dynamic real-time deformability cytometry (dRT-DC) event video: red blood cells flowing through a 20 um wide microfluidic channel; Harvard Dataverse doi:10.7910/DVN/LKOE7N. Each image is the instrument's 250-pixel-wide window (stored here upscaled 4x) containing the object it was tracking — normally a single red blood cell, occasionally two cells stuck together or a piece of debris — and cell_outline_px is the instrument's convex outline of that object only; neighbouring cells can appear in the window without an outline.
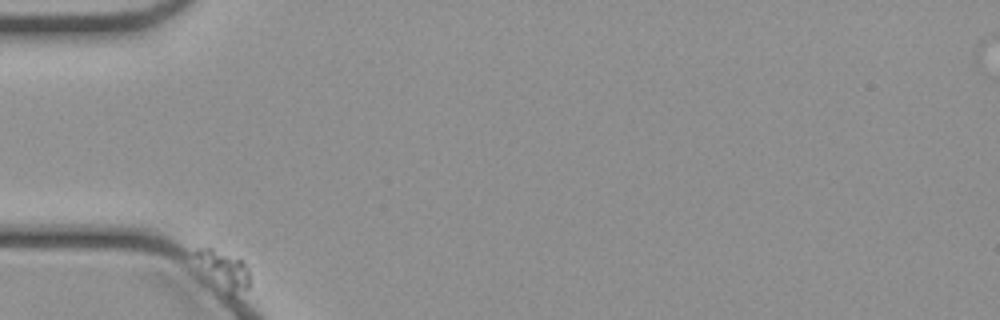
{"species": "common noctule bat (a hibernating species)", "species_latin": "Nyctalus noctula", "temperature_condition": "cold", "stored_images_in_passage": 45, "camera_frame_rate_fps": 3000, "um_per_image_px": 0.085, "animal": {"sex": "female", "body_mass_g": 21.9}, "frame": {"image": 1, "passage_image": 1, "time_ms": 0.0, "image_size_px": [1000, 320], "cell_outline_px": [[248, 288], [232, 296], [228, 296], [192, 252], [196, 248], [208, 244], [240, 256], [244, 260], [248, 268]], "centroid_in_image_um": [19.06, 22.81], "position_along_channel_um": 65.9, "area_um2": 12.14}}